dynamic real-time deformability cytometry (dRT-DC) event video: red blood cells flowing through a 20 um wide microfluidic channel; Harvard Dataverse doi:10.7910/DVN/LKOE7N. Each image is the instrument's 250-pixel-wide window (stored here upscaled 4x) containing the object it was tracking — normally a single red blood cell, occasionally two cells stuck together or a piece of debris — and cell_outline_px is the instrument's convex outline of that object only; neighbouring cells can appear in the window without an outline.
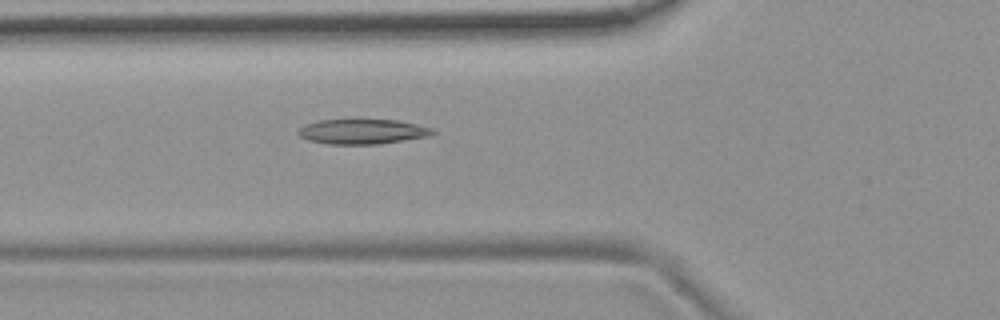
{"species": "common noctule bat (a hibernating species)", "species_latin": "Nyctalus noctula", "temperature_condition": "room temperature", "stored_images_in_passage": 2, "camera_frame_rate_fps": 3000, "um_per_image_px": 0.085, "animal": {"sex": "female", "body_mass_g": 19.9}, "frame": {"image": 1, "passage_image": 2, "time_ms": 0.333, "image_size_px": [1000, 320], "cell_outline_px": [[436, 132], [428, 136], [380, 144], [328, 144], [308, 140], [300, 136], [296, 132], [300, 128], [316, 120], [360, 116], [396, 120], [416, 124], [432, 128]], "centroid_in_image_um": [30.77, 11.12], "position_along_channel_um": 95.0, "area_um2": 20.52}}